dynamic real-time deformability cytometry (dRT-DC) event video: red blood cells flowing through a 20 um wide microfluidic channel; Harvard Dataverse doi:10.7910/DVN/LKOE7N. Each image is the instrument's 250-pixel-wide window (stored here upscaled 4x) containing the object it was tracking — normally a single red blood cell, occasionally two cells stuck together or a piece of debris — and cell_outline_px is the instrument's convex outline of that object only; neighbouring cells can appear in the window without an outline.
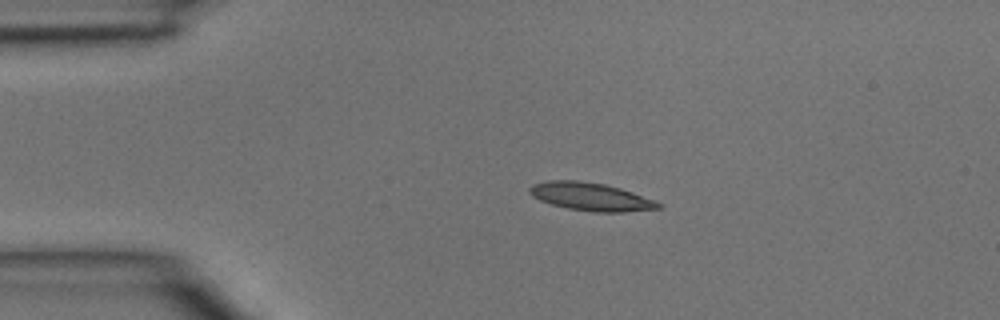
{"species": "common noctule bat (a hibernating species)", "species_latin": "Nyctalus noctula", "temperature_condition": "room temperature", "stored_images_in_passage": 2, "camera_frame_rate_fps": 3000, "um_per_image_px": 0.085, "animal": {"sex": "male", "body_mass_g": 15.6}, "frame": {"image": 1, "passage_image": 1, "time_ms": 0.0, "image_size_px": [1000, 320], "cell_outline_px": [[664, 204], [660, 208], [624, 212], [596, 212], [568, 208], [552, 204], [540, 200], [532, 196], [528, 192], [528, 188], [532, 184], [548, 180], [580, 180], [604, 184], [620, 188], [632, 192]], "centroid_in_image_um": [50.19, 16.71], "position_along_channel_um": 34.8, "area_um2": 20.98}}